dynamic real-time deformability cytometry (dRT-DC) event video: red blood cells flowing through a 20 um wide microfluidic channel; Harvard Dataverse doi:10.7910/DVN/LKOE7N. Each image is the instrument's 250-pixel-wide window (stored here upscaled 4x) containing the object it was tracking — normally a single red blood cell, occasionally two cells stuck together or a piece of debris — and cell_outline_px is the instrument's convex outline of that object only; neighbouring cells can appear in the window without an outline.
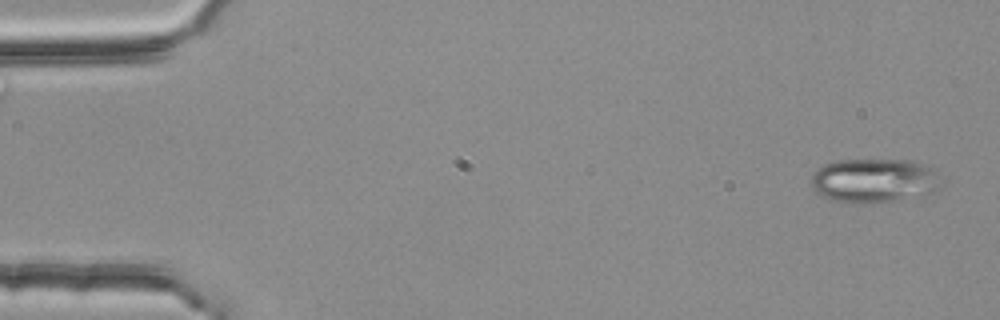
{"species": "common noctule bat (a hibernating species)", "species_latin": "Nyctalus noctula", "temperature_condition": "room temperature", "stored_images_in_passage": 3, "camera_frame_rate_fps": 3000, "um_per_image_px": 0.085, "animal": {"sex": "female", "body_mass_g": 25.1}, "frame": {"image": 1, "passage_image": 1, "time_ms": 0.0, "image_size_px": [1000, 320], "cell_outline_px": [[936, 172], [900, 196], [892, 200], [836, 200], [820, 196], [812, 188], [812, 172], [816, 168], [824, 164], [840, 160], [908, 160], [924, 164], [936, 168]], "centroid_in_image_um": [73.83, 15.21], "position_along_channel_um": 11.2, "area_um2": 29.25}}